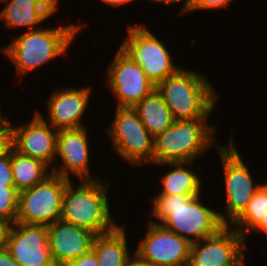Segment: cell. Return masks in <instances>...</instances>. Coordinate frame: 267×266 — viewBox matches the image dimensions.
I'll return each instance as SVG.
<instances>
[{"instance_id":"29","label":"cell","mask_w":267,"mask_h":266,"mask_svg":"<svg viewBox=\"0 0 267 266\" xmlns=\"http://www.w3.org/2000/svg\"><path fill=\"white\" fill-rule=\"evenodd\" d=\"M0 266H20L12 257L9 250L4 247L0 249Z\"/></svg>"},{"instance_id":"23","label":"cell","mask_w":267,"mask_h":266,"mask_svg":"<svg viewBox=\"0 0 267 266\" xmlns=\"http://www.w3.org/2000/svg\"><path fill=\"white\" fill-rule=\"evenodd\" d=\"M267 216V183L253 194L244 212L231 224L247 241L250 233ZM249 236V237H248Z\"/></svg>"},{"instance_id":"4","label":"cell","mask_w":267,"mask_h":266,"mask_svg":"<svg viewBox=\"0 0 267 266\" xmlns=\"http://www.w3.org/2000/svg\"><path fill=\"white\" fill-rule=\"evenodd\" d=\"M156 90L175 120L210 119L220 100L207 75L184 67L159 82Z\"/></svg>"},{"instance_id":"32","label":"cell","mask_w":267,"mask_h":266,"mask_svg":"<svg viewBox=\"0 0 267 266\" xmlns=\"http://www.w3.org/2000/svg\"><path fill=\"white\" fill-rule=\"evenodd\" d=\"M134 1H137V0H100L102 4H106L112 8H119V7L121 8V6L132 4V2Z\"/></svg>"},{"instance_id":"2","label":"cell","mask_w":267,"mask_h":266,"mask_svg":"<svg viewBox=\"0 0 267 266\" xmlns=\"http://www.w3.org/2000/svg\"><path fill=\"white\" fill-rule=\"evenodd\" d=\"M84 26L85 22L84 25L69 22L50 28H44L43 25L40 29L17 34L10 43L0 49L15 66V77L22 79L59 56L67 55L71 44Z\"/></svg>"},{"instance_id":"21","label":"cell","mask_w":267,"mask_h":266,"mask_svg":"<svg viewBox=\"0 0 267 266\" xmlns=\"http://www.w3.org/2000/svg\"><path fill=\"white\" fill-rule=\"evenodd\" d=\"M142 124L155 138L173 125L175 119L162 96L155 89L133 107Z\"/></svg>"},{"instance_id":"15","label":"cell","mask_w":267,"mask_h":266,"mask_svg":"<svg viewBox=\"0 0 267 266\" xmlns=\"http://www.w3.org/2000/svg\"><path fill=\"white\" fill-rule=\"evenodd\" d=\"M92 92L91 85L59 87L46 99L48 117L45 119L41 111H35L56 130L85 127L82 120L89 109Z\"/></svg>"},{"instance_id":"19","label":"cell","mask_w":267,"mask_h":266,"mask_svg":"<svg viewBox=\"0 0 267 266\" xmlns=\"http://www.w3.org/2000/svg\"><path fill=\"white\" fill-rule=\"evenodd\" d=\"M196 162L162 163L157 166H167L169 170L161 174L159 180L162 186L157 194L167 195H200L203 189V180L198 175V170L191 169ZM192 165V166H191Z\"/></svg>"},{"instance_id":"16","label":"cell","mask_w":267,"mask_h":266,"mask_svg":"<svg viewBox=\"0 0 267 266\" xmlns=\"http://www.w3.org/2000/svg\"><path fill=\"white\" fill-rule=\"evenodd\" d=\"M6 248L20 266H56L48 247V227L15 222L8 229Z\"/></svg>"},{"instance_id":"17","label":"cell","mask_w":267,"mask_h":266,"mask_svg":"<svg viewBox=\"0 0 267 266\" xmlns=\"http://www.w3.org/2000/svg\"><path fill=\"white\" fill-rule=\"evenodd\" d=\"M48 227V247L56 266L74 261L92 250L96 234L61 219Z\"/></svg>"},{"instance_id":"9","label":"cell","mask_w":267,"mask_h":266,"mask_svg":"<svg viewBox=\"0 0 267 266\" xmlns=\"http://www.w3.org/2000/svg\"><path fill=\"white\" fill-rule=\"evenodd\" d=\"M68 181L52 173L44 181L19 192L16 222L49 226L59 220Z\"/></svg>"},{"instance_id":"11","label":"cell","mask_w":267,"mask_h":266,"mask_svg":"<svg viewBox=\"0 0 267 266\" xmlns=\"http://www.w3.org/2000/svg\"><path fill=\"white\" fill-rule=\"evenodd\" d=\"M245 238L231 225L217 233L192 243L188 266H246Z\"/></svg>"},{"instance_id":"8","label":"cell","mask_w":267,"mask_h":266,"mask_svg":"<svg viewBox=\"0 0 267 266\" xmlns=\"http://www.w3.org/2000/svg\"><path fill=\"white\" fill-rule=\"evenodd\" d=\"M127 36L121 40L119 48L138 63L146 76L157 85L167 77L176 74L182 67L173 61L169 47L161 41L146 24L128 23Z\"/></svg>"},{"instance_id":"3","label":"cell","mask_w":267,"mask_h":266,"mask_svg":"<svg viewBox=\"0 0 267 266\" xmlns=\"http://www.w3.org/2000/svg\"><path fill=\"white\" fill-rule=\"evenodd\" d=\"M69 180L64 190L60 219L85 228L96 235L112 231L118 224L111 214L109 180Z\"/></svg>"},{"instance_id":"18","label":"cell","mask_w":267,"mask_h":266,"mask_svg":"<svg viewBox=\"0 0 267 266\" xmlns=\"http://www.w3.org/2000/svg\"><path fill=\"white\" fill-rule=\"evenodd\" d=\"M0 20L9 29H40L45 20L59 12V0H0Z\"/></svg>"},{"instance_id":"26","label":"cell","mask_w":267,"mask_h":266,"mask_svg":"<svg viewBox=\"0 0 267 266\" xmlns=\"http://www.w3.org/2000/svg\"><path fill=\"white\" fill-rule=\"evenodd\" d=\"M0 186H15L11 168V150L0 157Z\"/></svg>"},{"instance_id":"22","label":"cell","mask_w":267,"mask_h":266,"mask_svg":"<svg viewBox=\"0 0 267 266\" xmlns=\"http://www.w3.org/2000/svg\"><path fill=\"white\" fill-rule=\"evenodd\" d=\"M11 168L18 192L30 189L52 174L51 168L40 160L25 156L11 148Z\"/></svg>"},{"instance_id":"24","label":"cell","mask_w":267,"mask_h":266,"mask_svg":"<svg viewBox=\"0 0 267 266\" xmlns=\"http://www.w3.org/2000/svg\"><path fill=\"white\" fill-rule=\"evenodd\" d=\"M19 192L15 186H0V222L9 226L16 222Z\"/></svg>"},{"instance_id":"30","label":"cell","mask_w":267,"mask_h":266,"mask_svg":"<svg viewBox=\"0 0 267 266\" xmlns=\"http://www.w3.org/2000/svg\"><path fill=\"white\" fill-rule=\"evenodd\" d=\"M149 1L150 3H157V4H164V5H174L176 4V7H177V4H183L182 7H181V10H179V15H184L185 14V9H186V6H187V0H146V2Z\"/></svg>"},{"instance_id":"6","label":"cell","mask_w":267,"mask_h":266,"mask_svg":"<svg viewBox=\"0 0 267 266\" xmlns=\"http://www.w3.org/2000/svg\"><path fill=\"white\" fill-rule=\"evenodd\" d=\"M232 136L230 135L228 144L217 147L226 195L225 213L220 211L219 216L225 225H231L244 212L253 194L264 183H255L249 164H245Z\"/></svg>"},{"instance_id":"12","label":"cell","mask_w":267,"mask_h":266,"mask_svg":"<svg viewBox=\"0 0 267 266\" xmlns=\"http://www.w3.org/2000/svg\"><path fill=\"white\" fill-rule=\"evenodd\" d=\"M90 146L86 126L58 130L56 160L60 159L55 161L53 168H51L52 173L69 180L73 176L77 177L78 180L103 178L100 174H94L90 171V150H92L89 148Z\"/></svg>"},{"instance_id":"10","label":"cell","mask_w":267,"mask_h":266,"mask_svg":"<svg viewBox=\"0 0 267 266\" xmlns=\"http://www.w3.org/2000/svg\"><path fill=\"white\" fill-rule=\"evenodd\" d=\"M107 68L105 83L114 95L117 107H134L156 89L141 66L119 47Z\"/></svg>"},{"instance_id":"34","label":"cell","mask_w":267,"mask_h":266,"mask_svg":"<svg viewBox=\"0 0 267 266\" xmlns=\"http://www.w3.org/2000/svg\"><path fill=\"white\" fill-rule=\"evenodd\" d=\"M266 234L267 235V216L256 226V228L250 233L251 235L255 234Z\"/></svg>"},{"instance_id":"25","label":"cell","mask_w":267,"mask_h":266,"mask_svg":"<svg viewBox=\"0 0 267 266\" xmlns=\"http://www.w3.org/2000/svg\"><path fill=\"white\" fill-rule=\"evenodd\" d=\"M234 0H187V6L185 14H191L197 11H211V10H222L230 8L231 3Z\"/></svg>"},{"instance_id":"33","label":"cell","mask_w":267,"mask_h":266,"mask_svg":"<svg viewBox=\"0 0 267 266\" xmlns=\"http://www.w3.org/2000/svg\"><path fill=\"white\" fill-rule=\"evenodd\" d=\"M9 227L8 224L0 222V249L6 247V236Z\"/></svg>"},{"instance_id":"27","label":"cell","mask_w":267,"mask_h":266,"mask_svg":"<svg viewBox=\"0 0 267 266\" xmlns=\"http://www.w3.org/2000/svg\"><path fill=\"white\" fill-rule=\"evenodd\" d=\"M12 148V131L8 119L0 125V157L6 155Z\"/></svg>"},{"instance_id":"35","label":"cell","mask_w":267,"mask_h":266,"mask_svg":"<svg viewBox=\"0 0 267 266\" xmlns=\"http://www.w3.org/2000/svg\"><path fill=\"white\" fill-rule=\"evenodd\" d=\"M7 119V116L4 114L3 111L0 109V125Z\"/></svg>"},{"instance_id":"7","label":"cell","mask_w":267,"mask_h":266,"mask_svg":"<svg viewBox=\"0 0 267 266\" xmlns=\"http://www.w3.org/2000/svg\"><path fill=\"white\" fill-rule=\"evenodd\" d=\"M114 120L106 129L112 151L131 167L153 165L154 137L140 121L133 107H117Z\"/></svg>"},{"instance_id":"1","label":"cell","mask_w":267,"mask_h":266,"mask_svg":"<svg viewBox=\"0 0 267 266\" xmlns=\"http://www.w3.org/2000/svg\"><path fill=\"white\" fill-rule=\"evenodd\" d=\"M151 197L149 213L155 219L148 220L161 224L165 229L175 232L191 244L217 233L225 224L221 221L219 210L204 204L200 195L156 194Z\"/></svg>"},{"instance_id":"28","label":"cell","mask_w":267,"mask_h":266,"mask_svg":"<svg viewBox=\"0 0 267 266\" xmlns=\"http://www.w3.org/2000/svg\"><path fill=\"white\" fill-rule=\"evenodd\" d=\"M61 266H98L96 254L91 250L78 259L65 263Z\"/></svg>"},{"instance_id":"14","label":"cell","mask_w":267,"mask_h":266,"mask_svg":"<svg viewBox=\"0 0 267 266\" xmlns=\"http://www.w3.org/2000/svg\"><path fill=\"white\" fill-rule=\"evenodd\" d=\"M12 131V147L22 155L37 159L53 168L57 154L58 130L54 129L35 110L26 124L17 126L7 116Z\"/></svg>"},{"instance_id":"13","label":"cell","mask_w":267,"mask_h":266,"mask_svg":"<svg viewBox=\"0 0 267 266\" xmlns=\"http://www.w3.org/2000/svg\"><path fill=\"white\" fill-rule=\"evenodd\" d=\"M145 235L134 250L152 266H188L191 243L149 220Z\"/></svg>"},{"instance_id":"5","label":"cell","mask_w":267,"mask_h":266,"mask_svg":"<svg viewBox=\"0 0 267 266\" xmlns=\"http://www.w3.org/2000/svg\"><path fill=\"white\" fill-rule=\"evenodd\" d=\"M208 122V119L175 120L172 126L154 138L153 165L197 162L214 145H222L215 135L217 126Z\"/></svg>"},{"instance_id":"31","label":"cell","mask_w":267,"mask_h":266,"mask_svg":"<svg viewBox=\"0 0 267 266\" xmlns=\"http://www.w3.org/2000/svg\"><path fill=\"white\" fill-rule=\"evenodd\" d=\"M125 266H152L148 261L142 259L138 254L135 252L129 257L126 262Z\"/></svg>"},{"instance_id":"20","label":"cell","mask_w":267,"mask_h":266,"mask_svg":"<svg viewBox=\"0 0 267 266\" xmlns=\"http://www.w3.org/2000/svg\"><path fill=\"white\" fill-rule=\"evenodd\" d=\"M124 225H117L112 231L96 235L92 251L96 254L98 266H125L132 255L129 254V242L127 240Z\"/></svg>"}]
</instances>
